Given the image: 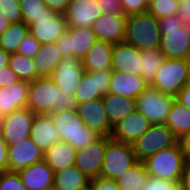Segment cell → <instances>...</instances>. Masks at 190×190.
<instances>
[{"label": "cell", "instance_id": "obj_33", "mask_svg": "<svg viewBox=\"0 0 190 190\" xmlns=\"http://www.w3.org/2000/svg\"><path fill=\"white\" fill-rule=\"evenodd\" d=\"M27 33H29V26L24 21L11 24L0 35V48L8 54L16 53Z\"/></svg>", "mask_w": 190, "mask_h": 190}, {"label": "cell", "instance_id": "obj_53", "mask_svg": "<svg viewBox=\"0 0 190 190\" xmlns=\"http://www.w3.org/2000/svg\"><path fill=\"white\" fill-rule=\"evenodd\" d=\"M10 54L6 53L0 48V68L4 66H8Z\"/></svg>", "mask_w": 190, "mask_h": 190}, {"label": "cell", "instance_id": "obj_9", "mask_svg": "<svg viewBox=\"0 0 190 190\" xmlns=\"http://www.w3.org/2000/svg\"><path fill=\"white\" fill-rule=\"evenodd\" d=\"M136 110L151 124H165L175 97L148 86L136 99Z\"/></svg>", "mask_w": 190, "mask_h": 190}, {"label": "cell", "instance_id": "obj_57", "mask_svg": "<svg viewBox=\"0 0 190 190\" xmlns=\"http://www.w3.org/2000/svg\"><path fill=\"white\" fill-rule=\"evenodd\" d=\"M2 117L0 116V130H1Z\"/></svg>", "mask_w": 190, "mask_h": 190}, {"label": "cell", "instance_id": "obj_17", "mask_svg": "<svg viewBox=\"0 0 190 190\" xmlns=\"http://www.w3.org/2000/svg\"><path fill=\"white\" fill-rule=\"evenodd\" d=\"M84 72L80 59L63 58L50 77L63 92L75 94Z\"/></svg>", "mask_w": 190, "mask_h": 190}, {"label": "cell", "instance_id": "obj_48", "mask_svg": "<svg viewBox=\"0 0 190 190\" xmlns=\"http://www.w3.org/2000/svg\"><path fill=\"white\" fill-rule=\"evenodd\" d=\"M177 9L180 21L186 24L190 20V0H179Z\"/></svg>", "mask_w": 190, "mask_h": 190}, {"label": "cell", "instance_id": "obj_22", "mask_svg": "<svg viewBox=\"0 0 190 190\" xmlns=\"http://www.w3.org/2000/svg\"><path fill=\"white\" fill-rule=\"evenodd\" d=\"M148 86L140 74L112 71L108 93L136 99Z\"/></svg>", "mask_w": 190, "mask_h": 190}, {"label": "cell", "instance_id": "obj_30", "mask_svg": "<svg viewBox=\"0 0 190 190\" xmlns=\"http://www.w3.org/2000/svg\"><path fill=\"white\" fill-rule=\"evenodd\" d=\"M90 180L75 165L54 173V185L58 190H89Z\"/></svg>", "mask_w": 190, "mask_h": 190}, {"label": "cell", "instance_id": "obj_47", "mask_svg": "<svg viewBox=\"0 0 190 190\" xmlns=\"http://www.w3.org/2000/svg\"><path fill=\"white\" fill-rule=\"evenodd\" d=\"M8 147L0 135V173L8 171Z\"/></svg>", "mask_w": 190, "mask_h": 190}, {"label": "cell", "instance_id": "obj_38", "mask_svg": "<svg viewBox=\"0 0 190 190\" xmlns=\"http://www.w3.org/2000/svg\"><path fill=\"white\" fill-rule=\"evenodd\" d=\"M0 13L4 15L11 24L23 21L19 0H0Z\"/></svg>", "mask_w": 190, "mask_h": 190}, {"label": "cell", "instance_id": "obj_31", "mask_svg": "<svg viewBox=\"0 0 190 190\" xmlns=\"http://www.w3.org/2000/svg\"><path fill=\"white\" fill-rule=\"evenodd\" d=\"M165 124L179 139L190 130V110L174 100Z\"/></svg>", "mask_w": 190, "mask_h": 190}, {"label": "cell", "instance_id": "obj_43", "mask_svg": "<svg viewBox=\"0 0 190 190\" xmlns=\"http://www.w3.org/2000/svg\"><path fill=\"white\" fill-rule=\"evenodd\" d=\"M102 14L120 15L124 14L122 10L121 0H96Z\"/></svg>", "mask_w": 190, "mask_h": 190}, {"label": "cell", "instance_id": "obj_7", "mask_svg": "<svg viewBox=\"0 0 190 190\" xmlns=\"http://www.w3.org/2000/svg\"><path fill=\"white\" fill-rule=\"evenodd\" d=\"M137 162L132 144L108 137L100 177L115 181Z\"/></svg>", "mask_w": 190, "mask_h": 190}, {"label": "cell", "instance_id": "obj_8", "mask_svg": "<svg viewBox=\"0 0 190 190\" xmlns=\"http://www.w3.org/2000/svg\"><path fill=\"white\" fill-rule=\"evenodd\" d=\"M178 138L166 124H151L150 128L132 143L137 161L143 162L157 152L175 146Z\"/></svg>", "mask_w": 190, "mask_h": 190}, {"label": "cell", "instance_id": "obj_37", "mask_svg": "<svg viewBox=\"0 0 190 190\" xmlns=\"http://www.w3.org/2000/svg\"><path fill=\"white\" fill-rule=\"evenodd\" d=\"M179 0H150L148 2V13L157 19L178 13Z\"/></svg>", "mask_w": 190, "mask_h": 190}, {"label": "cell", "instance_id": "obj_36", "mask_svg": "<svg viewBox=\"0 0 190 190\" xmlns=\"http://www.w3.org/2000/svg\"><path fill=\"white\" fill-rule=\"evenodd\" d=\"M19 3L26 24L32 19L53 18L57 14L45 5L44 0H19Z\"/></svg>", "mask_w": 190, "mask_h": 190}, {"label": "cell", "instance_id": "obj_12", "mask_svg": "<svg viewBox=\"0 0 190 190\" xmlns=\"http://www.w3.org/2000/svg\"><path fill=\"white\" fill-rule=\"evenodd\" d=\"M111 76L112 70L85 71L74 94L78 104L105 96L109 91Z\"/></svg>", "mask_w": 190, "mask_h": 190}, {"label": "cell", "instance_id": "obj_24", "mask_svg": "<svg viewBox=\"0 0 190 190\" xmlns=\"http://www.w3.org/2000/svg\"><path fill=\"white\" fill-rule=\"evenodd\" d=\"M29 94V82L19 81L8 87L0 88V116L26 108Z\"/></svg>", "mask_w": 190, "mask_h": 190}, {"label": "cell", "instance_id": "obj_15", "mask_svg": "<svg viewBox=\"0 0 190 190\" xmlns=\"http://www.w3.org/2000/svg\"><path fill=\"white\" fill-rule=\"evenodd\" d=\"M128 16L125 14H102L95 22L92 29L97 40L115 45L125 41L126 23Z\"/></svg>", "mask_w": 190, "mask_h": 190}, {"label": "cell", "instance_id": "obj_5", "mask_svg": "<svg viewBox=\"0 0 190 190\" xmlns=\"http://www.w3.org/2000/svg\"><path fill=\"white\" fill-rule=\"evenodd\" d=\"M187 157L179 142L144 160L148 176L166 181H180Z\"/></svg>", "mask_w": 190, "mask_h": 190}, {"label": "cell", "instance_id": "obj_6", "mask_svg": "<svg viewBox=\"0 0 190 190\" xmlns=\"http://www.w3.org/2000/svg\"><path fill=\"white\" fill-rule=\"evenodd\" d=\"M188 82V59L165 58L150 86L161 93L173 95L175 97Z\"/></svg>", "mask_w": 190, "mask_h": 190}, {"label": "cell", "instance_id": "obj_56", "mask_svg": "<svg viewBox=\"0 0 190 190\" xmlns=\"http://www.w3.org/2000/svg\"><path fill=\"white\" fill-rule=\"evenodd\" d=\"M189 61V82H190V57L188 58Z\"/></svg>", "mask_w": 190, "mask_h": 190}, {"label": "cell", "instance_id": "obj_50", "mask_svg": "<svg viewBox=\"0 0 190 190\" xmlns=\"http://www.w3.org/2000/svg\"><path fill=\"white\" fill-rule=\"evenodd\" d=\"M182 190H190V159L187 160L180 180Z\"/></svg>", "mask_w": 190, "mask_h": 190}, {"label": "cell", "instance_id": "obj_19", "mask_svg": "<svg viewBox=\"0 0 190 190\" xmlns=\"http://www.w3.org/2000/svg\"><path fill=\"white\" fill-rule=\"evenodd\" d=\"M151 126L150 121L138 110L128 115L113 127L111 139L132 144Z\"/></svg>", "mask_w": 190, "mask_h": 190}, {"label": "cell", "instance_id": "obj_10", "mask_svg": "<svg viewBox=\"0 0 190 190\" xmlns=\"http://www.w3.org/2000/svg\"><path fill=\"white\" fill-rule=\"evenodd\" d=\"M96 41L92 27H67L56 44L64 58L74 57L82 60Z\"/></svg>", "mask_w": 190, "mask_h": 190}, {"label": "cell", "instance_id": "obj_41", "mask_svg": "<svg viewBox=\"0 0 190 190\" xmlns=\"http://www.w3.org/2000/svg\"><path fill=\"white\" fill-rule=\"evenodd\" d=\"M142 190H182L180 181H166L148 176Z\"/></svg>", "mask_w": 190, "mask_h": 190}, {"label": "cell", "instance_id": "obj_11", "mask_svg": "<svg viewBox=\"0 0 190 190\" xmlns=\"http://www.w3.org/2000/svg\"><path fill=\"white\" fill-rule=\"evenodd\" d=\"M36 114L29 108H22L2 116L0 135L9 145L29 138Z\"/></svg>", "mask_w": 190, "mask_h": 190}, {"label": "cell", "instance_id": "obj_35", "mask_svg": "<svg viewBox=\"0 0 190 190\" xmlns=\"http://www.w3.org/2000/svg\"><path fill=\"white\" fill-rule=\"evenodd\" d=\"M8 66L21 81L32 82L37 79V68L33 58L13 53L9 56Z\"/></svg>", "mask_w": 190, "mask_h": 190}, {"label": "cell", "instance_id": "obj_44", "mask_svg": "<svg viewBox=\"0 0 190 190\" xmlns=\"http://www.w3.org/2000/svg\"><path fill=\"white\" fill-rule=\"evenodd\" d=\"M89 190H119V188L116 181L99 176L90 180Z\"/></svg>", "mask_w": 190, "mask_h": 190}, {"label": "cell", "instance_id": "obj_2", "mask_svg": "<svg viewBox=\"0 0 190 190\" xmlns=\"http://www.w3.org/2000/svg\"><path fill=\"white\" fill-rule=\"evenodd\" d=\"M161 32L160 51L167 59H188L190 57V33L180 17L169 15L158 19Z\"/></svg>", "mask_w": 190, "mask_h": 190}, {"label": "cell", "instance_id": "obj_23", "mask_svg": "<svg viewBox=\"0 0 190 190\" xmlns=\"http://www.w3.org/2000/svg\"><path fill=\"white\" fill-rule=\"evenodd\" d=\"M30 137L37 147L46 152L60 140V133L49 114H40L35 116Z\"/></svg>", "mask_w": 190, "mask_h": 190}, {"label": "cell", "instance_id": "obj_28", "mask_svg": "<svg viewBox=\"0 0 190 190\" xmlns=\"http://www.w3.org/2000/svg\"><path fill=\"white\" fill-rule=\"evenodd\" d=\"M77 150L66 141L59 140L44 152V160L55 172L74 166Z\"/></svg>", "mask_w": 190, "mask_h": 190}, {"label": "cell", "instance_id": "obj_29", "mask_svg": "<svg viewBox=\"0 0 190 190\" xmlns=\"http://www.w3.org/2000/svg\"><path fill=\"white\" fill-rule=\"evenodd\" d=\"M59 47L55 43L41 44L38 54L34 57L37 78L51 76L58 63L63 59Z\"/></svg>", "mask_w": 190, "mask_h": 190}, {"label": "cell", "instance_id": "obj_26", "mask_svg": "<svg viewBox=\"0 0 190 190\" xmlns=\"http://www.w3.org/2000/svg\"><path fill=\"white\" fill-rule=\"evenodd\" d=\"M113 45L97 40L81 60L86 72L111 70Z\"/></svg>", "mask_w": 190, "mask_h": 190}, {"label": "cell", "instance_id": "obj_55", "mask_svg": "<svg viewBox=\"0 0 190 190\" xmlns=\"http://www.w3.org/2000/svg\"><path fill=\"white\" fill-rule=\"evenodd\" d=\"M185 25L187 27L188 32L190 33V20Z\"/></svg>", "mask_w": 190, "mask_h": 190}, {"label": "cell", "instance_id": "obj_49", "mask_svg": "<svg viewBox=\"0 0 190 190\" xmlns=\"http://www.w3.org/2000/svg\"><path fill=\"white\" fill-rule=\"evenodd\" d=\"M175 100L190 110V82L177 93Z\"/></svg>", "mask_w": 190, "mask_h": 190}, {"label": "cell", "instance_id": "obj_21", "mask_svg": "<svg viewBox=\"0 0 190 190\" xmlns=\"http://www.w3.org/2000/svg\"><path fill=\"white\" fill-rule=\"evenodd\" d=\"M111 70L141 75V51L126 41L113 45Z\"/></svg>", "mask_w": 190, "mask_h": 190}, {"label": "cell", "instance_id": "obj_1", "mask_svg": "<svg viewBox=\"0 0 190 190\" xmlns=\"http://www.w3.org/2000/svg\"><path fill=\"white\" fill-rule=\"evenodd\" d=\"M78 105L74 94L63 92L50 76L39 77L29 82L27 108L36 115L67 109L77 110Z\"/></svg>", "mask_w": 190, "mask_h": 190}, {"label": "cell", "instance_id": "obj_20", "mask_svg": "<svg viewBox=\"0 0 190 190\" xmlns=\"http://www.w3.org/2000/svg\"><path fill=\"white\" fill-rule=\"evenodd\" d=\"M29 32L41 43H55L67 30V22L63 14H56L53 18L32 19Z\"/></svg>", "mask_w": 190, "mask_h": 190}, {"label": "cell", "instance_id": "obj_45", "mask_svg": "<svg viewBox=\"0 0 190 190\" xmlns=\"http://www.w3.org/2000/svg\"><path fill=\"white\" fill-rule=\"evenodd\" d=\"M19 81L21 80L19 79L18 75H16L9 66L0 68V88L4 86L8 87Z\"/></svg>", "mask_w": 190, "mask_h": 190}, {"label": "cell", "instance_id": "obj_16", "mask_svg": "<svg viewBox=\"0 0 190 190\" xmlns=\"http://www.w3.org/2000/svg\"><path fill=\"white\" fill-rule=\"evenodd\" d=\"M42 160H44V151L33 143L31 137L8 147V171L10 172H18Z\"/></svg>", "mask_w": 190, "mask_h": 190}, {"label": "cell", "instance_id": "obj_18", "mask_svg": "<svg viewBox=\"0 0 190 190\" xmlns=\"http://www.w3.org/2000/svg\"><path fill=\"white\" fill-rule=\"evenodd\" d=\"M63 15L68 27H92L102 12L96 0H70Z\"/></svg>", "mask_w": 190, "mask_h": 190}, {"label": "cell", "instance_id": "obj_27", "mask_svg": "<svg viewBox=\"0 0 190 190\" xmlns=\"http://www.w3.org/2000/svg\"><path fill=\"white\" fill-rule=\"evenodd\" d=\"M102 100L112 128L136 110V100L126 96L107 93Z\"/></svg>", "mask_w": 190, "mask_h": 190}, {"label": "cell", "instance_id": "obj_13", "mask_svg": "<svg viewBox=\"0 0 190 190\" xmlns=\"http://www.w3.org/2000/svg\"><path fill=\"white\" fill-rule=\"evenodd\" d=\"M107 144L108 137L100 136L92 144L77 150L75 166L90 179L100 176Z\"/></svg>", "mask_w": 190, "mask_h": 190}, {"label": "cell", "instance_id": "obj_40", "mask_svg": "<svg viewBox=\"0 0 190 190\" xmlns=\"http://www.w3.org/2000/svg\"><path fill=\"white\" fill-rule=\"evenodd\" d=\"M40 46L41 43L29 32L18 46L16 53L34 59Z\"/></svg>", "mask_w": 190, "mask_h": 190}, {"label": "cell", "instance_id": "obj_46", "mask_svg": "<svg viewBox=\"0 0 190 190\" xmlns=\"http://www.w3.org/2000/svg\"><path fill=\"white\" fill-rule=\"evenodd\" d=\"M45 5L58 14H64L70 0H44Z\"/></svg>", "mask_w": 190, "mask_h": 190}, {"label": "cell", "instance_id": "obj_32", "mask_svg": "<svg viewBox=\"0 0 190 190\" xmlns=\"http://www.w3.org/2000/svg\"><path fill=\"white\" fill-rule=\"evenodd\" d=\"M147 178L144 162L138 161L115 181L119 190H142Z\"/></svg>", "mask_w": 190, "mask_h": 190}, {"label": "cell", "instance_id": "obj_25", "mask_svg": "<svg viewBox=\"0 0 190 190\" xmlns=\"http://www.w3.org/2000/svg\"><path fill=\"white\" fill-rule=\"evenodd\" d=\"M17 173L28 190H44L54 184V171L45 160L35 162Z\"/></svg>", "mask_w": 190, "mask_h": 190}, {"label": "cell", "instance_id": "obj_3", "mask_svg": "<svg viewBox=\"0 0 190 190\" xmlns=\"http://www.w3.org/2000/svg\"><path fill=\"white\" fill-rule=\"evenodd\" d=\"M60 133V140L81 150L97 140L100 135L84 125L77 110H62L49 114Z\"/></svg>", "mask_w": 190, "mask_h": 190}, {"label": "cell", "instance_id": "obj_14", "mask_svg": "<svg viewBox=\"0 0 190 190\" xmlns=\"http://www.w3.org/2000/svg\"><path fill=\"white\" fill-rule=\"evenodd\" d=\"M77 112L86 127L95 131L100 136H111L113 128L105 112L102 98L79 104Z\"/></svg>", "mask_w": 190, "mask_h": 190}, {"label": "cell", "instance_id": "obj_42", "mask_svg": "<svg viewBox=\"0 0 190 190\" xmlns=\"http://www.w3.org/2000/svg\"><path fill=\"white\" fill-rule=\"evenodd\" d=\"M148 2V0H121L122 10L126 16L146 13Z\"/></svg>", "mask_w": 190, "mask_h": 190}, {"label": "cell", "instance_id": "obj_4", "mask_svg": "<svg viewBox=\"0 0 190 190\" xmlns=\"http://www.w3.org/2000/svg\"><path fill=\"white\" fill-rule=\"evenodd\" d=\"M125 41L140 51L160 48L158 19L148 12L128 16Z\"/></svg>", "mask_w": 190, "mask_h": 190}, {"label": "cell", "instance_id": "obj_54", "mask_svg": "<svg viewBox=\"0 0 190 190\" xmlns=\"http://www.w3.org/2000/svg\"><path fill=\"white\" fill-rule=\"evenodd\" d=\"M44 190H58L54 184L46 187Z\"/></svg>", "mask_w": 190, "mask_h": 190}, {"label": "cell", "instance_id": "obj_39", "mask_svg": "<svg viewBox=\"0 0 190 190\" xmlns=\"http://www.w3.org/2000/svg\"><path fill=\"white\" fill-rule=\"evenodd\" d=\"M0 190H28L17 172L0 173Z\"/></svg>", "mask_w": 190, "mask_h": 190}, {"label": "cell", "instance_id": "obj_52", "mask_svg": "<svg viewBox=\"0 0 190 190\" xmlns=\"http://www.w3.org/2000/svg\"><path fill=\"white\" fill-rule=\"evenodd\" d=\"M11 25L8 19L0 13V35Z\"/></svg>", "mask_w": 190, "mask_h": 190}, {"label": "cell", "instance_id": "obj_34", "mask_svg": "<svg viewBox=\"0 0 190 190\" xmlns=\"http://www.w3.org/2000/svg\"><path fill=\"white\" fill-rule=\"evenodd\" d=\"M164 54L160 48L141 50V76L150 85L164 62Z\"/></svg>", "mask_w": 190, "mask_h": 190}, {"label": "cell", "instance_id": "obj_51", "mask_svg": "<svg viewBox=\"0 0 190 190\" xmlns=\"http://www.w3.org/2000/svg\"><path fill=\"white\" fill-rule=\"evenodd\" d=\"M181 149L184 151L187 159H190V130L178 139Z\"/></svg>", "mask_w": 190, "mask_h": 190}]
</instances>
